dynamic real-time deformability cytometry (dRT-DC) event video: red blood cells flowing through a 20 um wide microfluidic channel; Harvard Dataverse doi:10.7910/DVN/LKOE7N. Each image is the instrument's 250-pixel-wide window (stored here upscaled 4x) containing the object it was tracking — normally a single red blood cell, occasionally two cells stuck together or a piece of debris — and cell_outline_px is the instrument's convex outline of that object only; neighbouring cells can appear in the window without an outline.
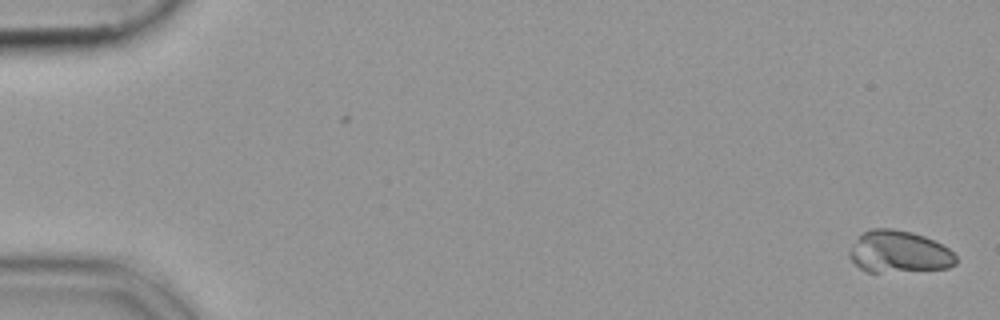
{"species": "common noctule bat (a hibernating species)", "species_latin": "Nyctalus noctula", "temperature_condition": "cold", "stored_images_in_passage": 53, "camera_frame_rate_fps": 3000, "um_per_image_px": 0.085, "animal": {"sex": "female", "body_mass_g": 19.9}, "frame": {"image": 1, "passage_image": 1, "time_ms": 0.0, "image_size_px": [1000, 320], "cell_outline_px": [[956, 264], [948, 268], [880, 272], [868, 272], [860, 268], [848, 256], [848, 252], [856, 240], [864, 232], [872, 228], [892, 228], [912, 232], [924, 236], [948, 248], [956, 256]], "centroid_in_image_um": [76.4, 21.4], "position_along_channel_um": 8.6, "area_um2": 25.78}}
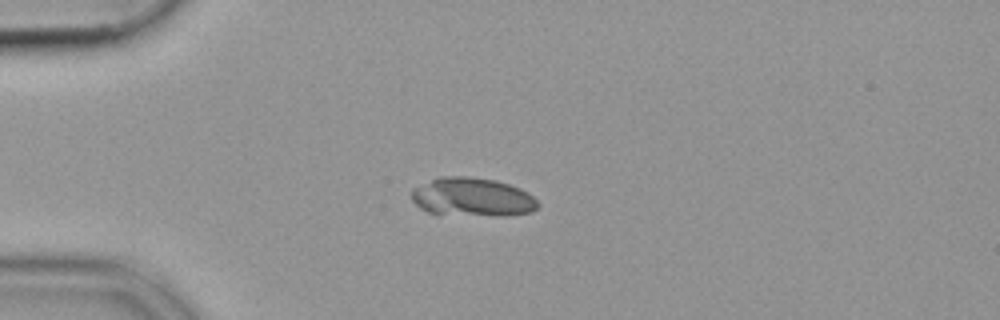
{"frame": {"image": 2, "passage_image": 14, "time_ms": 4.333, "image_size_px": [1000, 320], "cell_outline_px": [[540, 204], [532, 212], [508, 216], [436, 216], [420, 208], [412, 200], [412, 188], [440, 176], [468, 176], [496, 180], [520, 188], [528, 192]], "centroid_in_image_um": [40.13, 16.79], "position_along_channel_um": 44.9, "area_um2": 29.3}}
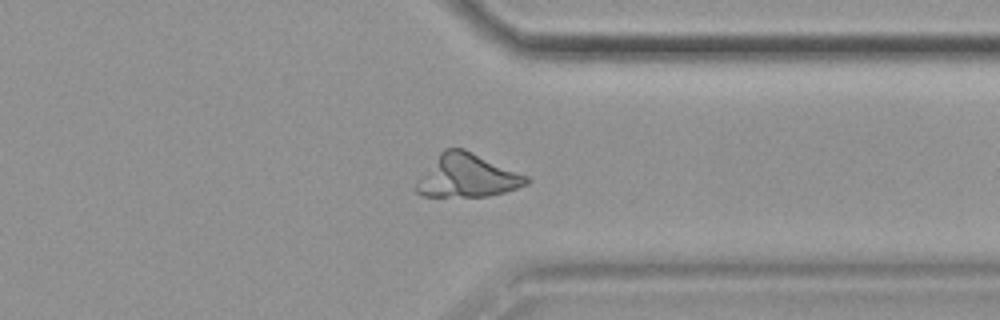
{"frame": {"image": 3, "passage_image": 42, "time_ms": 13.667, "image_size_px": [1000, 320], "cell_outline_px": [[532, 180], [528, 184], [504, 192], [488, 196], [420, 196], [416, 192], [416, 184], [440, 152], [444, 148], [464, 148], [528, 176]], "centroid_in_image_um": [39.75, 14.95], "position_along_channel_um": 371.7, "area_um2": 27.28}}